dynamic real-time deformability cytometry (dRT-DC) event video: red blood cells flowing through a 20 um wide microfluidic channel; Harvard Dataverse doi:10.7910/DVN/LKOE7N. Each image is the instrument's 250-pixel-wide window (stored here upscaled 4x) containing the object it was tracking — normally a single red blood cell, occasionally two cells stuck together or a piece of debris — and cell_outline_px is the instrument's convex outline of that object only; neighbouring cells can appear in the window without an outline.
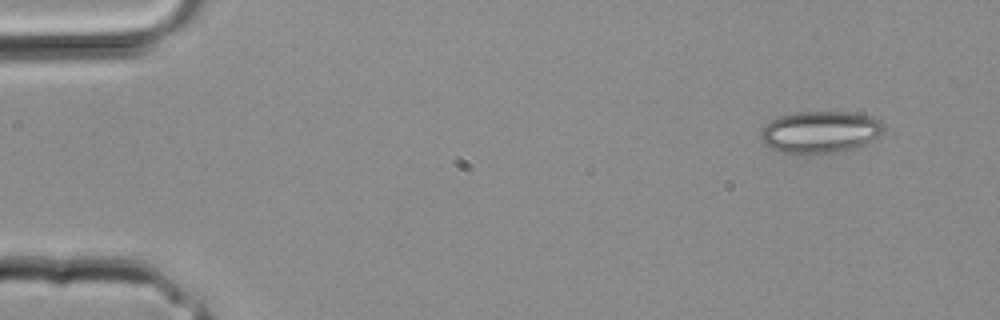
{"species": "common noctule bat (a hibernating species)", "species_latin": "Nyctalus noctula", "temperature_condition": "room temperature", "stored_images_in_passage": 32, "camera_frame_rate_fps": 3000, "um_per_image_px": 0.085, "animal": {"sex": "male", "body_mass_g": 20.4}, "frame": {"image": 1, "passage_image": 2, "time_ms": 0.333, "image_size_px": [1000, 320], "cell_outline_px": [[884, 128], [876, 136], [852, 148], [836, 152], [800, 156], [780, 152], [764, 144], [760, 140], [760, 128], [764, 124], [780, 116], [796, 112], [852, 112], [868, 116], [880, 120], [884, 124]], "centroid_in_image_um": [69.6, 11.24], "position_along_channel_um": 15.4, "area_um2": 30.17}}
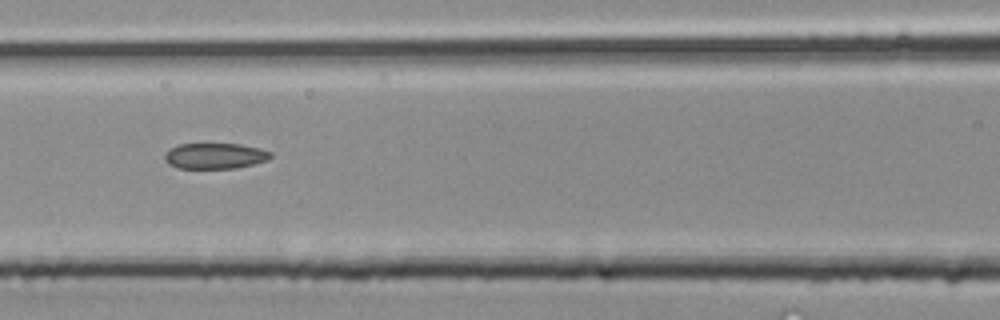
{"frame": {"image": 2, "passage_image": 14, "time_ms": 4.333, "image_size_px": [1000, 320], "cell_outline_px": [[272, 156], [268, 160], [236, 168], [180, 168], [168, 164], [164, 160], [164, 156], [172, 148], [180, 144], [240, 144], [260, 148], [272, 152]], "centroid_in_image_um": [18.31, 13.25], "position_along_channel_um": 148.3, "area_um2": 15.78}}
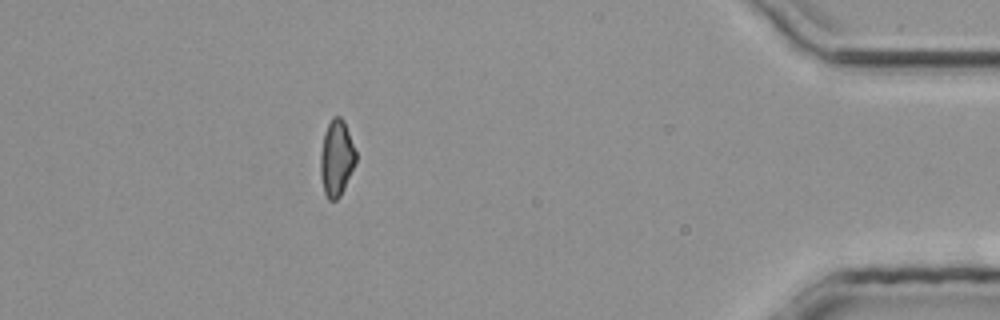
{"frame": {"image": 3, "passage_image": 29, "time_ms": 9.333, "image_size_px": [1000, 320], "cell_outline_px": [[356, 164], [340, 196], [336, 200], [328, 200], [324, 192], [320, 176], [320, 152], [324, 132], [332, 116], [340, 116], [344, 120], [356, 152]], "centroid_in_image_um": [28.59, 13.44], "position_along_channel_um": 406.6, "area_um2": 15.9}}